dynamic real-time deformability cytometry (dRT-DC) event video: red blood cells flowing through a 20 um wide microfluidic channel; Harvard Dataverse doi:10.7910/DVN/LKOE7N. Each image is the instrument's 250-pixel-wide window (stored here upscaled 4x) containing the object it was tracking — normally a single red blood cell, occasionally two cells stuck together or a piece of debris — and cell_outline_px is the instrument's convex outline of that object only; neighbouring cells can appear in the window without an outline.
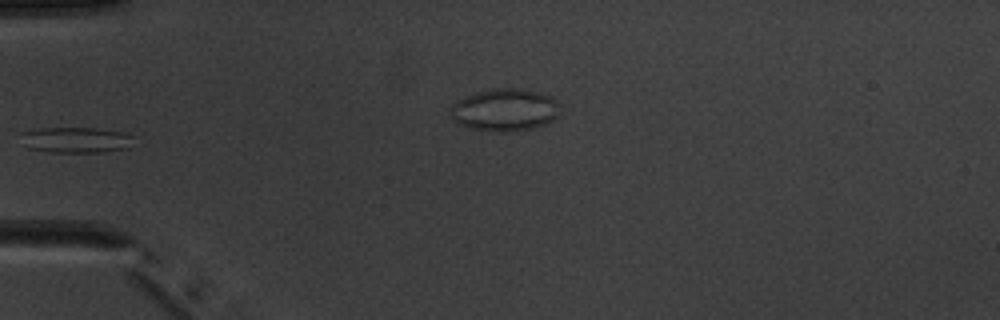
{"species": "common noctule bat (a hibernating species)", "species_latin": "Nyctalus noctula", "temperature_condition": "warm", "stored_images_in_passage": 7, "segment_of_instrument_passage": [1, 2], "camera_frame_rate_fps": 3000, "um_per_image_px": 0.085, "animal": {"sex": "male", "body_mass_g": 20.1, "forearm_length_mm": 53.5}, "frame": {"image": 1, "passage_image": 5, "time_ms": 5.667, "image_size_px": [1000, 320], "cell_outline_px": [[132, 136], [128, 148], [104, 152], [48, 152], [28, 148], [20, 132], [40, 128], [100, 128], [124, 132]], "centroid_in_image_um": [6.46, 11.89], "position_along_channel_um": 78.5, "area_um2": 16.82}}
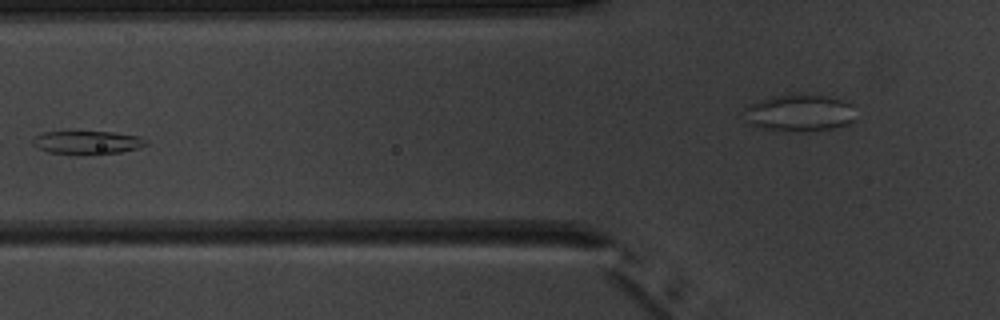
{"frame": {"image": 2, "passage_image": 6, "time_ms": 6.667, "image_size_px": [1000, 320], "cell_outline_px": [[148, 144], [140, 148], [120, 152], [96, 156], [76, 156], [48, 152], [32, 144], [32, 140], [36, 136], [44, 132], [112, 132], [140, 136], [148, 140]], "centroid_in_image_um": [7.47, 12.15], "position_along_channel_um": 118.3, "area_um2": 15.95}}